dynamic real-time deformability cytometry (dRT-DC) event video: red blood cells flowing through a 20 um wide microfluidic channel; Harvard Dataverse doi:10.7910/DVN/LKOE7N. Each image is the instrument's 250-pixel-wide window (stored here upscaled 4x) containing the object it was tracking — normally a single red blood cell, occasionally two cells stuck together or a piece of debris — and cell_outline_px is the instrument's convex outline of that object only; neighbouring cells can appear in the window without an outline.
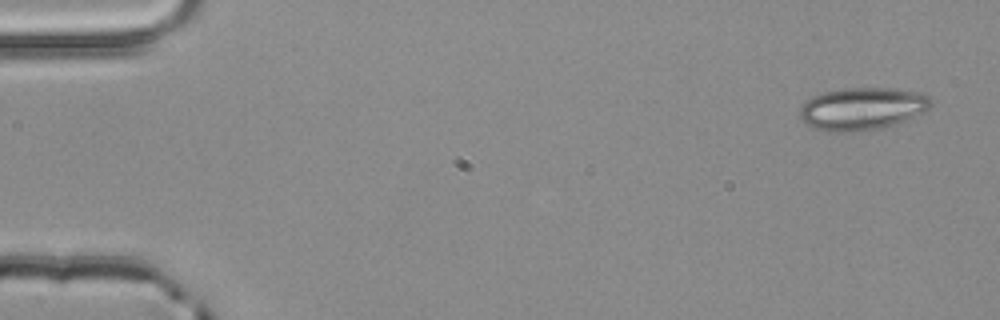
{"species": "common noctule bat (a hibernating species)", "species_latin": "Nyctalus noctula", "temperature_condition": "room temperature", "stored_images_in_passage": 3, "camera_frame_rate_fps": 3000, "um_per_image_px": 0.085, "animal": {"sex": "male", "body_mass_g": 20.4}, "frame": {"image": 1, "passage_image": 1, "time_ms": 0.0, "image_size_px": [1000, 320], "cell_outline_px": [[932, 104], [928, 108], [896, 124], [884, 128], [864, 132], [828, 132], [812, 128], [804, 124], [800, 120], [800, 108], [812, 96], [824, 92], [844, 88], [892, 88], [920, 92], [928, 96]], "centroid_in_image_um": [73.23, 9.26], "position_along_channel_um": 11.8, "area_um2": 32.71}}